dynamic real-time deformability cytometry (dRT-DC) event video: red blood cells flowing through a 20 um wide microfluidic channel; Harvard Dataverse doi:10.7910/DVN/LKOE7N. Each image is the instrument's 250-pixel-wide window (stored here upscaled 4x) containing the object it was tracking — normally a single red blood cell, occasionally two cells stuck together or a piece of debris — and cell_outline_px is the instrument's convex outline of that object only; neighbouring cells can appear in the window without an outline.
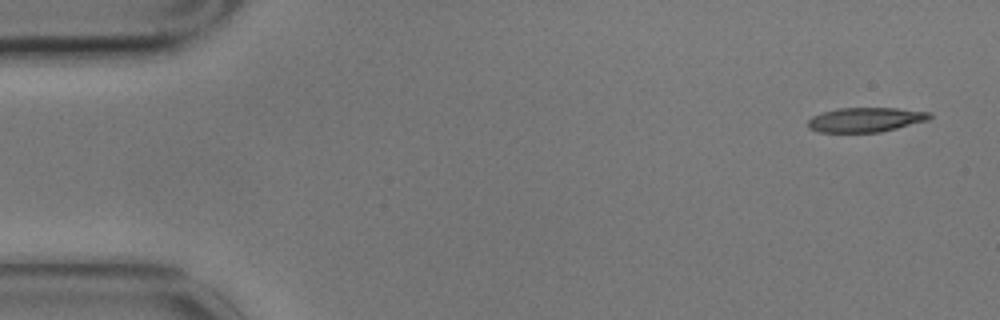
{"species": "common noctule bat (a hibernating species)", "species_latin": "Nyctalus noctula", "temperature_condition": "cold", "stored_images_in_passage": 5, "camera_frame_rate_fps": 3000, "um_per_image_px": 0.085, "animal": {"sex": "male", "body_mass_g": 17.9}, "frame": {"image": 1, "passage_image": 1, "time_ms": 0.0, "image_size_px": [1000, 320], "cell_outline_px": [[932, 116], [928, 120], [880, 132], [816, 132], [808, 128], [808, 120], [812, 116], [824, 112], [840, 108], [896, 108], [932, 112]], "centroid_in_image_um": [73.57, 10.17], "position_along_channel_um": 11.4, "area_um2": 17.34}}
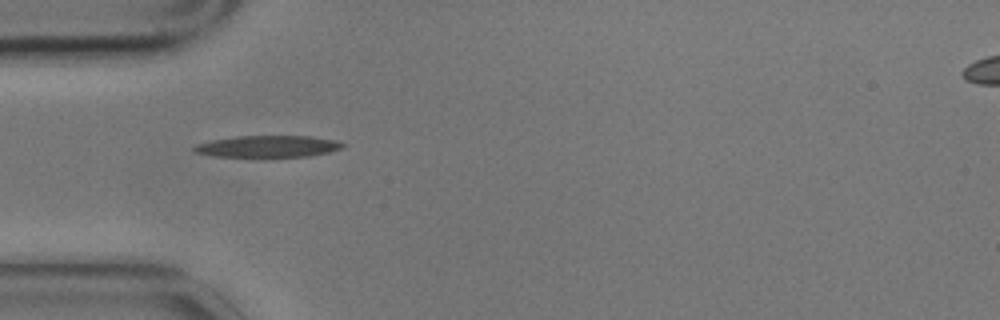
{"frame": {"image": 2, "passage_image": 4, "time_ms": 1.0, "image_size_px": [1000, 320], "cell_outline_px": [[344, 144], [340, 148], [328, 152], [308, 156], [264, 160], [212, 156], [196, 152], [192, 148], [196, 144], [212, 140], [236, 136], [312, 136], [336, 140]], "centroid_in_image_um": [22.71, 12.49], "position_along_channel_um": 62.3, "area_um2": 19.83}}